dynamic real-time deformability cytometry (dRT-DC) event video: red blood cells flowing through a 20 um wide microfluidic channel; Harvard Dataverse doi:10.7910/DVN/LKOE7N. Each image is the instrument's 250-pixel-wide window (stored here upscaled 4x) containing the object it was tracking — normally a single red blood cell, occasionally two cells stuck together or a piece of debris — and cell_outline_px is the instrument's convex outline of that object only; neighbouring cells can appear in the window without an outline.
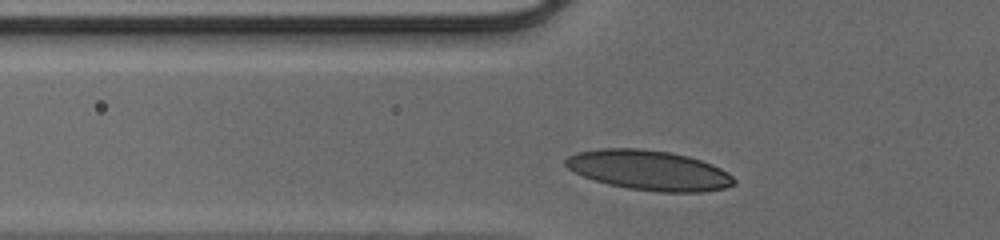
{"species": "human", "species_latin": "Homo sapiens", "temperature_condition": "cold", "stored_images_in_passage": 27, "camera_frame_rate_fps": 3000, "um_per_image_px": 0.085, "donor": {"sex": "male"}, "frame": {"image": 1, "passage_image": 4, "time_ms": 1.0, "image_size_px": [1000, 240], "cell_outline_px": [[736, 184], [724, 188], [704, 192], [660, 192], [628, 188], [608, 184], [592, 180], [568, 168], [564, 164], [564, 160], [568, 156], [580, 152], [600, 148], [636, 148], [668, 152], [688, 156], [712, 164], [728, 172], [736, 180]], "centroid_in_image_um": [55.18, 14.48], "position_along_channel_um": 70.6, "area_um2": 39.07}}
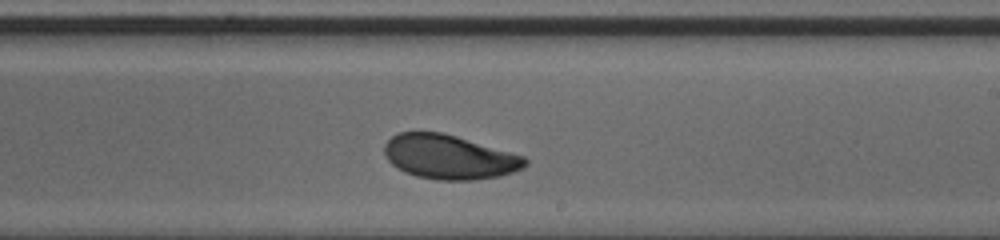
{"frame": {"image": 2, "passage_image": 17, "time_ms": 5.333, "image_size_px": [1000, 240], "cell_outline_px": [[528, 164], [512, 172], [500, 176], [472, 180], [436, 180], [416, 176], [404, 172], [392, 164], [388, 160], [384, 152], [384, 144], [392, 136], [400, 132], [444, 132], [524, 156], [528, 160]], "centroid_in_image_um": [38.17, 13.34], "position_along_channel_um": 250.8, "area_um2": 36.3}}
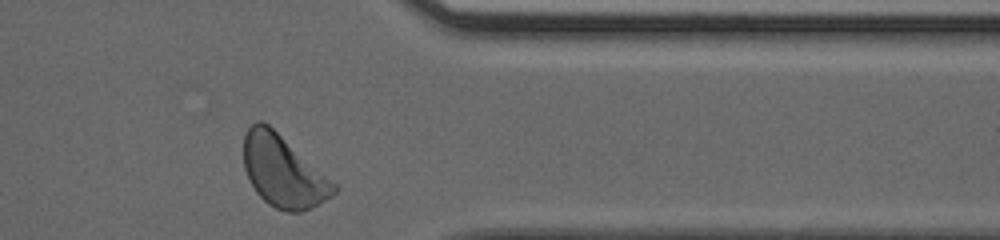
{"frame": {"image": 3, "passage_image": 27, "time_ms": 8.667, "image_size_px": [1000, 240], "cell_outline_px": [[336, 192], [324, 200], [300, 212], [288, 212], [276, 208], [268, 204], [256, 192], [244, 168], [244, 136], [248, 128], [256, 120], [260, 120], [268, 124], [336, 184]], "centroid_in_image_um": [24.03, 14.56], "position_along_channel_um": 387.4, "area_um2": 36.82}}